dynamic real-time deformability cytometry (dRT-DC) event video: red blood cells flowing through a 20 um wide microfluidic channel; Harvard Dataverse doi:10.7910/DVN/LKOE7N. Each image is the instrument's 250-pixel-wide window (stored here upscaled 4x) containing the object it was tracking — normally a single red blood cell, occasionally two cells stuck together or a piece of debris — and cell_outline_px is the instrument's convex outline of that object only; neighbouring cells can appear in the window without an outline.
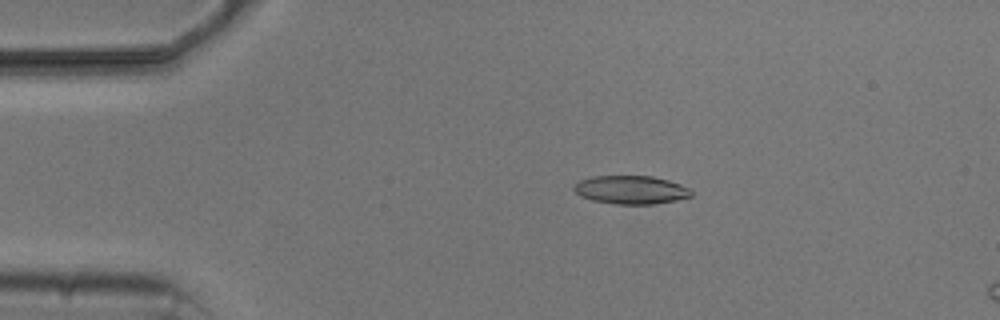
{"species": "common noctule bat (a hibernating species)", "species_latin": "Nyctalus noctula", "temperature_condition": "cold", "stored_images_in_passage": 6, "camera_frame_rate_fps": 3000, "um_per_image_px": 0.085, "animal": {"sex": "male", "body_mass_g": 20.5, "forearm_length_mm": 52.5}, "frame": {"image": 1, "passage_image": 4, "time_ms": 3.333, "image_size_px": [1000, 320], "cell_outline_px": [[692, 196], [676, 200], [652, 204], [616, 204], [592, 200], [580, 196], [572, 188], [580, 180], [592, 176], [652, 176], [668, 180], [680, 184], [688, 188], [692, 192]], "centroid_in_image_um": [53.62, 16.13], "position_along_channel_um": 31.4, "area_um2": 19.31}}